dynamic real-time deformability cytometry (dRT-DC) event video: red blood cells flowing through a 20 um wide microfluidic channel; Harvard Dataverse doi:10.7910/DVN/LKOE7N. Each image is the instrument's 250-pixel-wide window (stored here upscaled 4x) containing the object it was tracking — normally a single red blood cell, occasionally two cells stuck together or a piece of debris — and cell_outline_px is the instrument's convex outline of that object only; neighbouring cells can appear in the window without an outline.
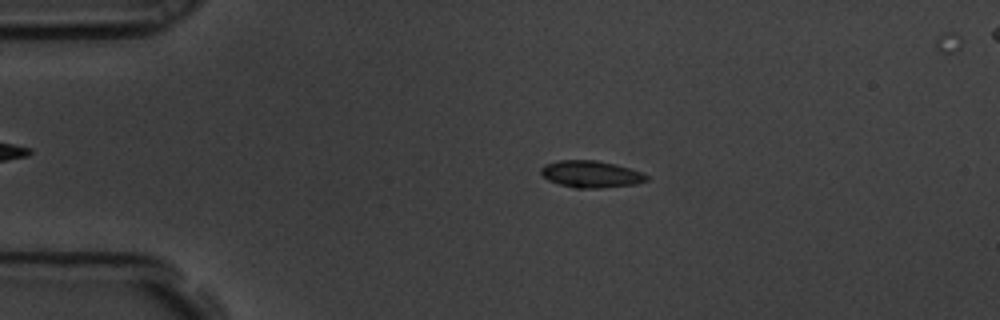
{"species": "common noctule bat (a hibernating species)", "species_latin": "Nyctalus noctula", "temperature_condition": "room temperature", "stored_images_in_passage": 47, "camera_frame_rate_fps": 3000, "um_per_image_px": 0.085, "animal": {"sex": "male", "body_mass_g": 19.5, "forearm_length_mm": 54.6}, "frame": {"image": 1, "passage_image": 2, "time_ms": 0.333, "image_size_px": [1000, 320], "cell_outline_px": [[648, 180], [636, 184], [600, 188], [576, 188], [560, 184], [548, 180], [540, 172], [540, 168], [544, 164], [556, 160], [596, 160], [616, 164], [640, 172], [648, 176]], "centroid_in_image_um": [50.2, 14.79], "position_along_channel_um": 34.8, "area_um2": 16.53}}
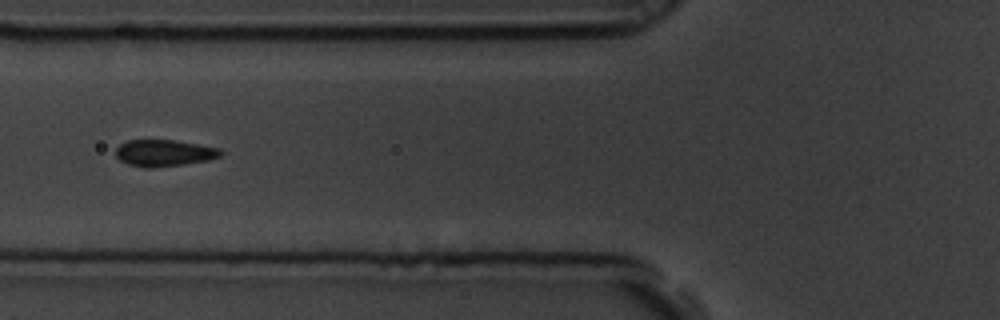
{"frame": {"image": 2, "passage_image": 12, "time_ms": 3.667, "image_size_px": [1000, 320], "cell_outline_px": [[224, 152], [220, 156], [208, 160], [184, 164], [152, 168], [144, 168], [128, 164], [120, 160], [116, 156], [116, 148], [120, 144], [128, 140], [176, 140], [220, 148]], "centroid_in_image_um": [13.95, 13.0], "position_along_channel_um": 111.8, "area_um2": 16.36}}
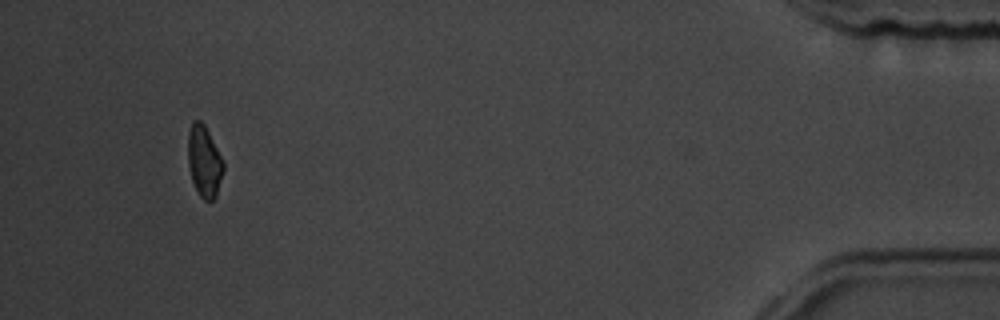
{"frame": {"image": 3, "passage_image": 44, "time_ms": 14.333, "image_size_px": [1000, 320], "cell_outline_px": [[224, 168], [216, 196], [212, 200], [204, 200], [200, 196], [192, 180], [188, 164], [188, 132], [192, 120], [200, 120], [204, 124], [224, 160]], "centroid_in_image_um": [17.36, 13.68], "position_along_channel_um": 417.8, "area_um2": 14.74}, "authors_computed_cell_mechanics": {"area_um2": 16.2996, "velocity_mm_per_s": 3.5455, "shape_relaxation_time_tau1_ms": 3.3311, "shape_relaxation_time_tau2_ms": null, "deformation_change_tau1": 0.0828, "deformation_change_tau2": null}}